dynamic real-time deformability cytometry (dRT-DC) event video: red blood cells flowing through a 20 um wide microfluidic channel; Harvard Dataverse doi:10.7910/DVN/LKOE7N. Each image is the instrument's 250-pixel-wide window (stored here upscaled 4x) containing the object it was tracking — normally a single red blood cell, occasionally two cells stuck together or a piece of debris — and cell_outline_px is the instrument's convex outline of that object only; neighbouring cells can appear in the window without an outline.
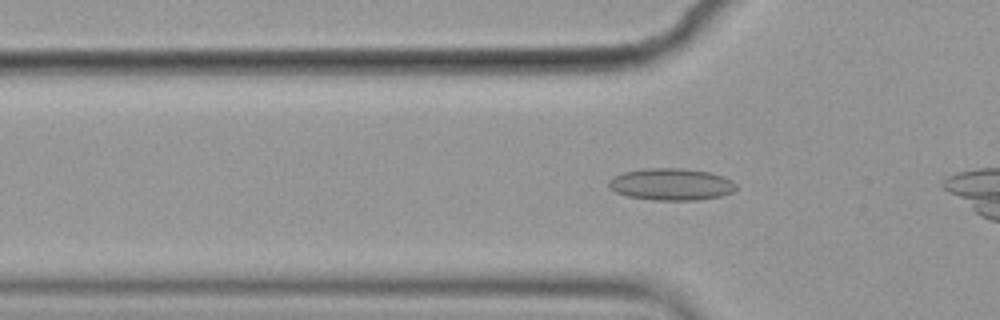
{"species": "common noctule bat (a hibernating species)", "species_latin": "Nyctalus noctula", "temperature_condition": "cold", "stored_images_in_passage": 37, "camera_frame_rate_fps": 3000, "um_per_image_px": 0.085, "animal": {"sex": "female", "body_mass_g": 19.9}, "frame": {"image": 1, "passage_image": 9, "time_ms": 2.667, "image_size_px": [1000, 320], "cell_outline_px": [[736, 188], [732, 192], [720, 196], [696, 200], [652, 200], [628, 196], [616, 192], [608, 188], [608, 180], [624, 172], [644, 168], [684, 168], [708, 172], [724, 176], [732, 180], [736, 184]], "centroid_in_image_um": [57.05, 15.66], "position_along_channel_um": 68.8, "area_um2": 23.76}}
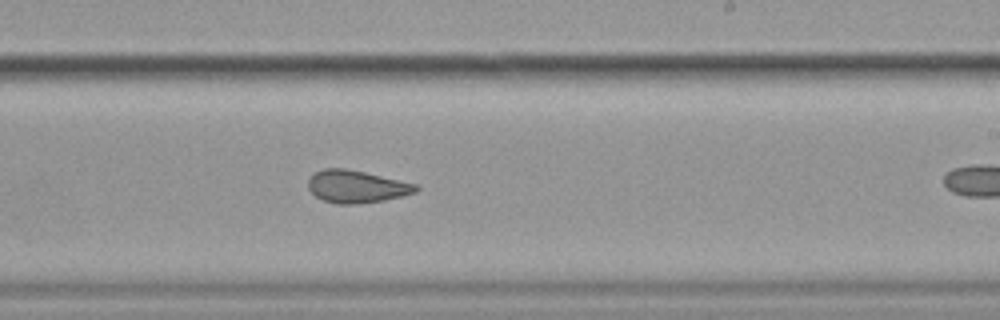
{"frame": {"image": 2, "passage_image": 25, "time_ms": 8.0, "image_size_px": [1000, 320], "cell_outline_px": [[420, 188], [416, 192], [384, 200], [356, 204], [336, 204], [324, 200], [316, 196], [308, 188], [308, 180], [316, 172], [324, 168], [344, 168], [364, 172], [416, 184]], "centroid_in_image_um": [30.29, 15.86], "position_along_channel_um": 258.7, "area_um2": 20.11}}
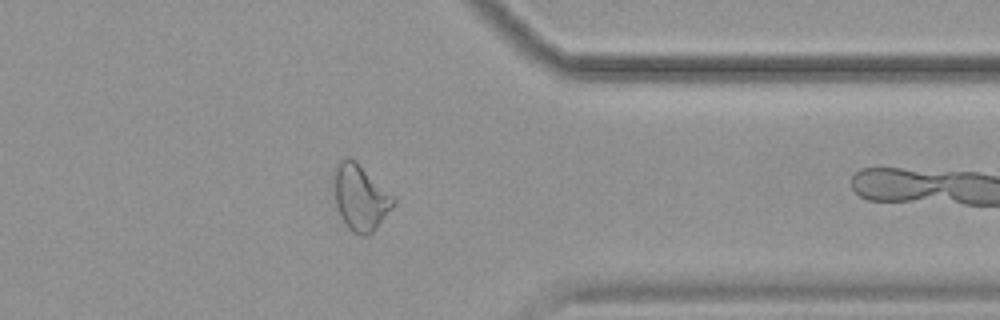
{"frame": {"image": 3, "passage_image": 36, "time_ms": 11.667, "image_size_px": [1000, 320], "cell_outline_px": [[396, 204], [376, 228], [368, 236], [360, 236], [352, 232], [348, 228], [336, 204], [332, 172], [340, 160], [344, 156], [348, 156], [356, 160], [396, 200]], "centroid_in_image_um": [30.61, 16.76], "position_along_channel_um": 380.8, "area_um2": 22.77}}